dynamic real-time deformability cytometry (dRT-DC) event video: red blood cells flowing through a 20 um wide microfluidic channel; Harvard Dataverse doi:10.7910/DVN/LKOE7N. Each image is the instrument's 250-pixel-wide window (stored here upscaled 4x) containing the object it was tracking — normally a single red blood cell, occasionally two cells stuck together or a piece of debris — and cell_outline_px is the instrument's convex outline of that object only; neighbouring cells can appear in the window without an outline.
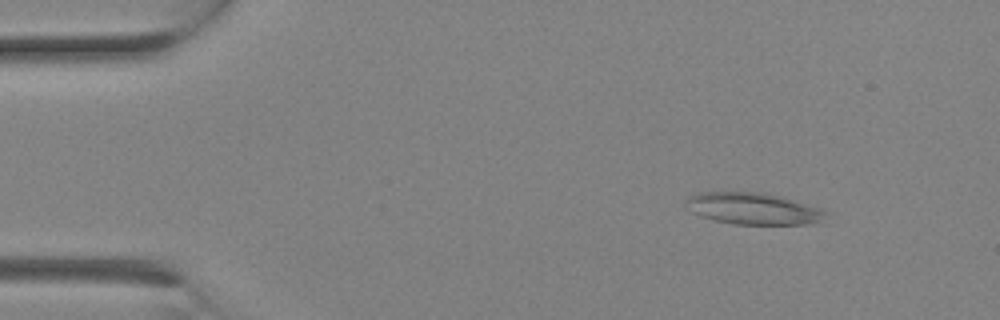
{"species": "Egyptian fruit bat (a non-hibernating species)", "species_latin": "Rousettus aegyptiacus", "temperature_condition": "room temperature", "stored_images_in_passage": 2, "camera_frame_rate_fps": 3000, "um_per_image_px": 0.085, "animal": {"sex": "female"}, "frame": {"image": 1, "passage_image": 1, "time_ms": 0.0, "image_size_px": [1000, 320], "cell_outline_px": [[828, 212], [820, 220], [808, 224], [732, 224], [700, 216], [692, 212], [684, 200], [688, 196], [700, 192], [764, 192], [780, 196], [820, 208]], "centroid_in_image_um": [63.98, 17.72], "position_along_channel_um": 21.0, "area_um2": 25.61}}